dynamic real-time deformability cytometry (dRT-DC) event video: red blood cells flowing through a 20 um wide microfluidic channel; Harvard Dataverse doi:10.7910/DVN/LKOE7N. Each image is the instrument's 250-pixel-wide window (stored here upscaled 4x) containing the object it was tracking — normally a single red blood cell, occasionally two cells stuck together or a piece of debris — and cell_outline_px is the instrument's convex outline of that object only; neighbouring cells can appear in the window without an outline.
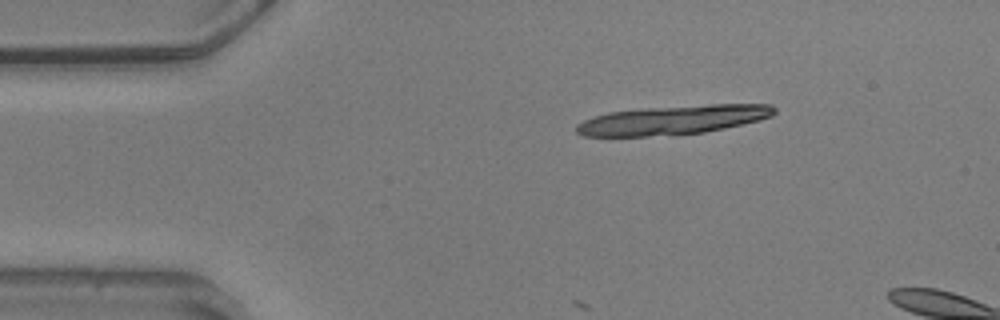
{"species": "common noctule bat (a hibernating species)", "species_latin": "Nyctalus noctula", "temperature_condition": "warm", "stored_images_in_passage": 4, "camera_frame_rate_fps": 3000, "um_per_image_px": 0.085, "animal": {"sex": "male", "body_mass_g": 20.5, "forearm_length_mm": 52.5}, "frame": {"image": 1, "passage_image": 2, "time_ms": 0.333, "image_size_px": [1000, 320], "cell_outline_px": [[776, 112], [772, 116], [760, 120], [724, 128], [704, 132], [648, 136], [584, 136], [576, 132], [576, 124], [584, 120], [608, 112], [640, 108], [708, 104], [772, 104], [776, 108]], "centroid_in_image_um": [57.22, 10.18], "position_along_channel_um": 27.8, "area_um2": 33.58}}